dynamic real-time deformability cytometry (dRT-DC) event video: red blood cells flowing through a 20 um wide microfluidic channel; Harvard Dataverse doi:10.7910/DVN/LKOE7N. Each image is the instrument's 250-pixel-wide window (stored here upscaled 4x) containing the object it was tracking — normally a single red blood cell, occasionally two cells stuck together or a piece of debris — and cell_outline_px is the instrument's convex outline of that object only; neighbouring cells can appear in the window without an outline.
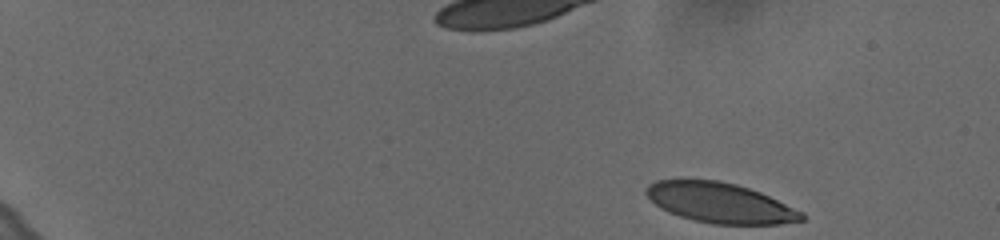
{"species": "human", "species_latin": "Homo sapiens", "temperature_condition": "cold", "stored_images_in_passage": 52, "camera_frame_rate_fps": 3000, "um_per_image_px": 0.085, "donor": {"sex": "female"}, "frame": {"image": 1, "passage_image": 1, "time_ms": 0.0, "image_size_px": [1000, 240], "cell_outline_px": [[804, 220], [780, 224], [712, 224], [692, 220], [680, 216], [660, 208], [644, 192], [648, 184], [656, 180], [720, 180], [736, 184], [760, 192], [804, 212]], "centroid_in_image_um": [61.21, 17.24], "position_along_channel_um": 23.8, "area_um2": 36.24}}
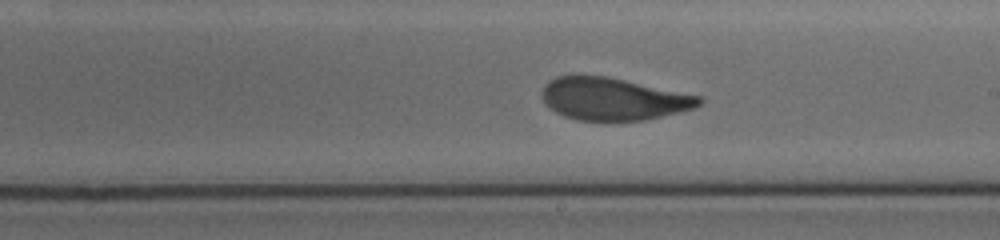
{"frame": {"image": 2, "passage_image": 31, "time_ms": 10.0, "image_size_px": [1000, 240], "cell_outline_px": [[704, 100], [696, 108], [648, 120], [576, 120], [564, 116], [556, 112], [544, 104], [540, 96], [544, 84], [548, 80], [556, 76], [604, 76], [624, 80], [700, 96]], "centroid_in_image_um": [52.09, 8.42], "position_along_channel_um": 236.9, "area_um2": 38.78}}
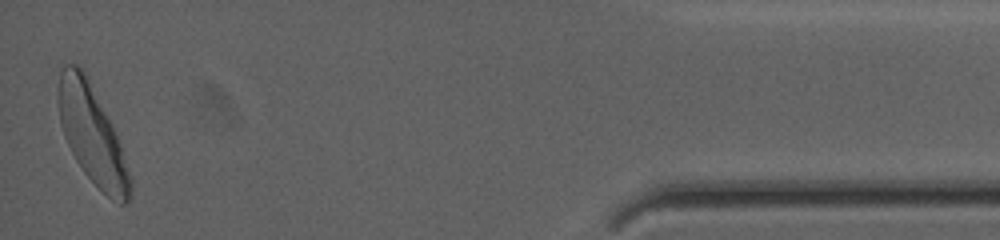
{"frame": {"image": 3, "passage_image": 52, "time_ms": 17.0, "image_size_px": [1000, 240], "cell_outline_px": [[132, 196], [124, 204], [120, 204], [112, 200], [84, 172], [76, 160], [64, 136], [60, 124], [56, 100], [56, 92], [60, 68], [64, 64], [76, 64], [84, 72], [112, 124], [116, 132], [132, 180]], "centroid_in_image_um": [7.8, 11.43], "position_along_channel_um": 427.4, "area_um2": 40.92}, "authors_computed_cell_mechanics": {"area_um2": 39.4485, "velocity_mm_per_s": 3.596, "shape_relaxation_time_tau1_ms": 4.9908, "shape_relaxation_time_tau2_ms": 1.0844, "deformation_change_tau1": 0.1882, "deformation_change_tau2": 0.0694}}